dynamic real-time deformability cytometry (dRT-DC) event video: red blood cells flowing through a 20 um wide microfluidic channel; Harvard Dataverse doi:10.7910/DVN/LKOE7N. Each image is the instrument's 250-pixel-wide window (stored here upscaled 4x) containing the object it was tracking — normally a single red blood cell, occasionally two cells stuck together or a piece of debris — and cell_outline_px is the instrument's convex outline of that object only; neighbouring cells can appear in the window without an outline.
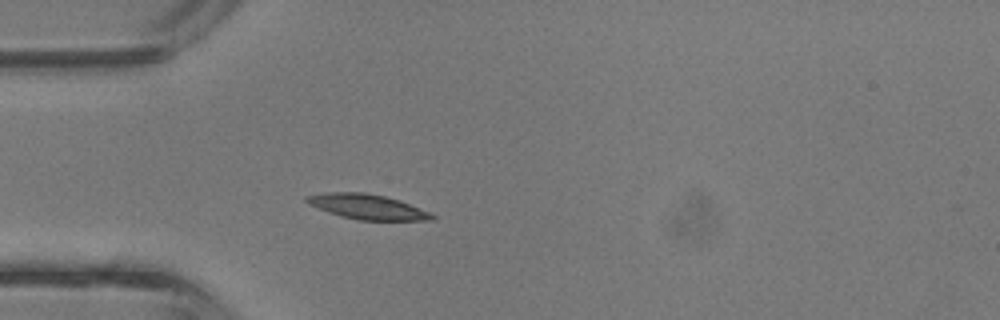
{"species": "common noctule bat (a hibernating species)", "species_latin": "Nyctalus noctula", "temperature_condition": "room temperature", "stored_images_in_passage": 4, "camera_frame_rate_fps": 3000, "um_per_image_px": 0.085, "animal": {"sex": "male", "body_mass_g": 13.3}, "frame": {"image": 1, "passage_image": 4, "time_ms": 1.0, "image_size_px": [1000, 320], "cell_outline_px": [[436, 216], [432, 220], [356, 220], [340, 216], [328, 212], [308, 204], [304, 200], [304, 196], [328, 192], [364, 192], [384, 196], [400, 200], [432, 212]], "centroid_in_image_um": [31.23, 17.57], "position_along_channel_um": 53.8, "area_um2": 18.44}}